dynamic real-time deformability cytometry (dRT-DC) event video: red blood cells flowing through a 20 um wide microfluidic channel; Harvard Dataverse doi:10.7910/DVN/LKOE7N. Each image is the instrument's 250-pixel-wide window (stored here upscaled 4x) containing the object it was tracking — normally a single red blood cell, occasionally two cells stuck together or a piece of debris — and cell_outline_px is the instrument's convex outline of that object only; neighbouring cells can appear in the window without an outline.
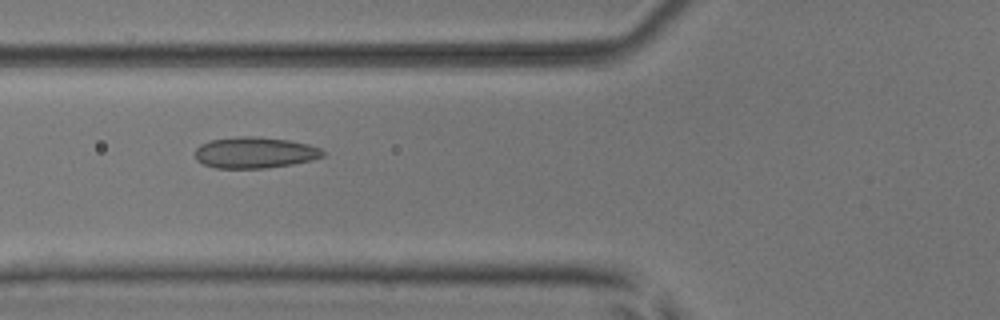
{"species": "common noctule bat (a hibernating species)", "species_latin": "Nyctalus noctula", "temperature_condition": "room temperature", "stored_images_in_passage": 40, "camera_frame_rate_fps": 3000, "um_per_image_px": 0.085, "animal": {"sex": "male", "body_mass_g": 17.9, "forearm_length_mm": 54.2}, "frame": {"image": 1, "passage_image": 8, "time_ms": 2.333, "image_size_px": [1000, 320], "cell_outline_px": [[324, 156], [312, 160], [292, 164], [264, 168], [216, 168], [204, 164], [196, 160], [192, 152], [200, 144], [208, 140], [236, 136], [256, 136], [288, 140], [308, 144], [320, 148], [324, 152]], "centroid_in_image_um": [21.6, 12.96], "position_along_channel_um": 104.2, "area_um2": 23.47}}
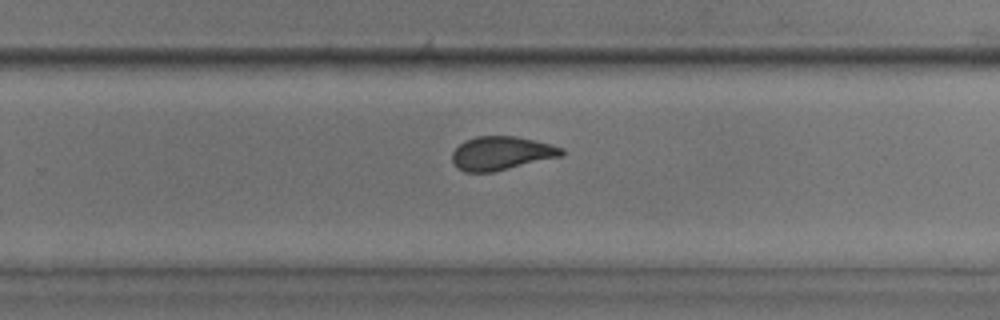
{"frame": {"image": 2, "passage_image": 22, "time_ms": 7.0, "image_size_px": [1000, 320], "cell_outline_px": [[564, 152], [560, 156], [492, 172], [464, 172], [456, 168], [452, 160], [452, 152], [460, 144], [476, 136], [516, 136], [564, 148]], "centroid_in_image_um": [42.57, 13.03], "position_along_channel_um": 287.2, "area_um2": 21.1}}
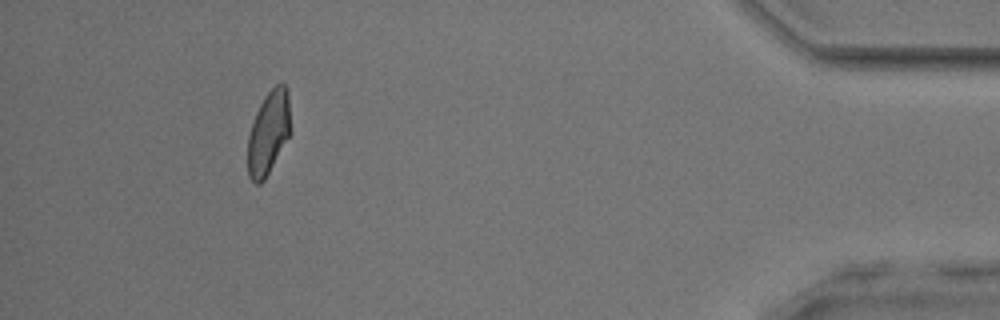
{"frame": {"image": 3, "passage_image": 36, "time_ms": 11.667, "image_size_px": [1000, 320], "cell_outline_px": [[292, 132], [264, 180], [260, 184], [256, 184], [248, 176], [248, 136], [256, 112], [264, 96], [276, 84], [284, 84], [288, 92]], "centroid_in_image_um": [22.85, 11.28], "position_along_channel_um": 412.4, "area_um2": 20.92}, "authors_computed_cell_mechanics": {"area_um2": 21.7039, "velocity_mm_per_s": 3.9355, "shape_relaxation_time_tau1_ms": 11.1534, "shape_relaxation_time_tau2_ms": 1.5316, "deformation_change_tau1": 0.186, "deformation_change_tau2": 0.0798}}